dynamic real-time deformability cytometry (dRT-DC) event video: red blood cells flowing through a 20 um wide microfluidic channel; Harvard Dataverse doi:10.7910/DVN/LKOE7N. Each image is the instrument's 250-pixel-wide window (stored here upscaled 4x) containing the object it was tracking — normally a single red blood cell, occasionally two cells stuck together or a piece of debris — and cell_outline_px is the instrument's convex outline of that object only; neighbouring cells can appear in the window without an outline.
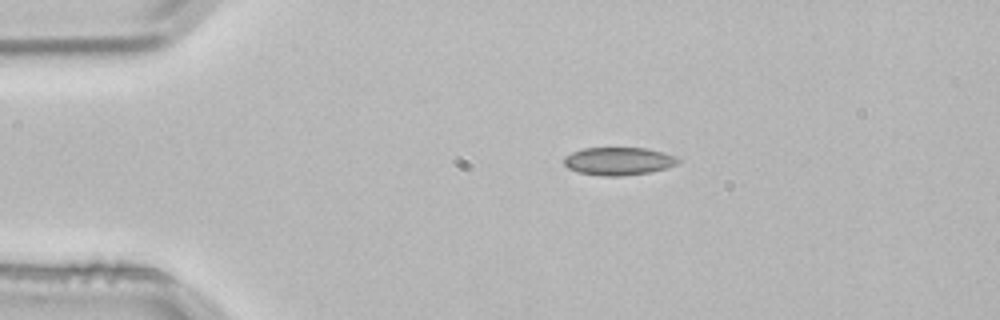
{"species": "common noctule bat (a hibernating species)", "species_latin": "Nyctalus noctula", "temperature_condition": "room temperature", "stored_images_in_passage": 2, "camera_frame_rate_fps": 3000, "um_per_image_px": 0.085, "animal": {"sex": "male", "body_mass_g": 21.5, "forearm_length_mm": 52.0}, "frame": {"image": 1, "passage_image": 1, "time_ms": 0.0, "image_size_px": [1000, 320], "cell_outline_px": [[680, 160], [676, 164], [668, 168], [652, 172], [624, 176], [604, 176], [580, 172], [568, 168], [564, 164], [564, 156], [572, 152], [584, 148], [648, 148], [664, 152], [676, 156]], "centroid_in_image_um": [52.61, 13.7], "position_along_channel_um": 32.4, "area_um2": 18.67}}